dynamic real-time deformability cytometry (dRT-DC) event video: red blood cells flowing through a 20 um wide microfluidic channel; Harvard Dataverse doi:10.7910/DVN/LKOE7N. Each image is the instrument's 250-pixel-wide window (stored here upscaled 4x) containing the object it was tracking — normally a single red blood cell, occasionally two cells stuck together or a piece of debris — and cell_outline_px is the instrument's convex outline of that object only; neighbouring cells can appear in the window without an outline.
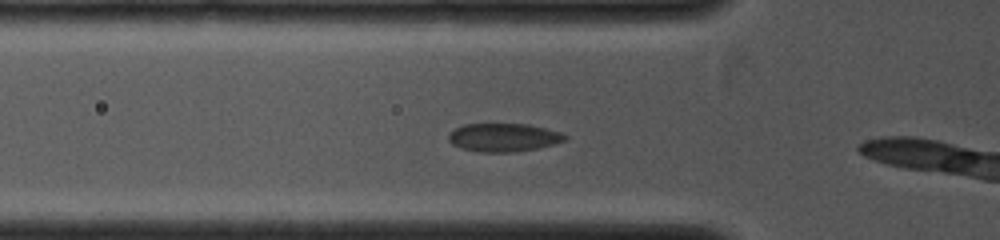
{"species": "common noctule bat (a hibernating species)", "species_latin": "Nyctalus noctula", "temperature_condition": "cold", "stored_images_in_passage": 7, "camera_frame_rate_fps": 4000, "um_per_image_px": 0.085, "animal": {"sex": "female", "body_mass_g": 19.0, "forearm_length_mm": 53.3}, "frame": {"image": 1, "passage_image": 6, "time_ms": 1.0, "image_size_px": [1000, 240], "cell_outline_px": [[568, 136], [564, 140], [556, 144], [536, 148], [512, 152], [480, 152], [460, 148], [452, 144], [448, 140], [448, 136], [456, 128], [464, 124], [528, 124], [560, 132]], "centroid_in_image_um": [42.79, 11.68], "position_along_channel_um": 83.0, "area_um2": 19.07}}